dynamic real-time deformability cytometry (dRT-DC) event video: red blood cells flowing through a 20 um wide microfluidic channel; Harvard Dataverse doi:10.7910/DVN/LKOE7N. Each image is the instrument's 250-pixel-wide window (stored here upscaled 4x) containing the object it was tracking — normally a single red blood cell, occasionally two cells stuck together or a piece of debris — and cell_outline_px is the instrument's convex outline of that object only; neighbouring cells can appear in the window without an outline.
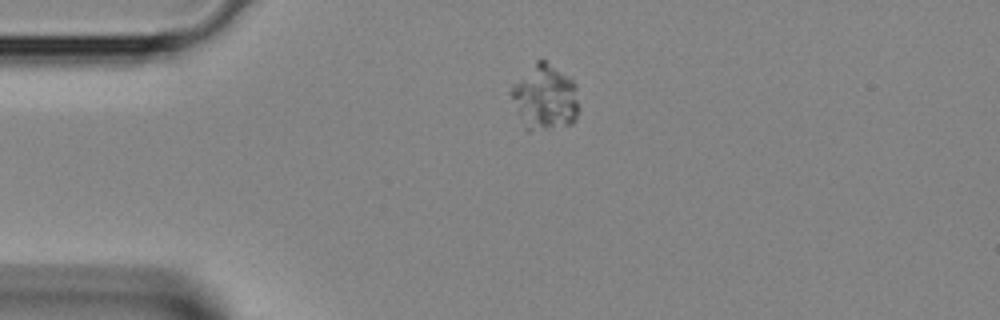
{"species": "Egyptian fruit bat (a non-hibernating species)", "species_latin": "Rousettus aegyptiacus", "temperature_condition": "room temperature", "stored_images_in_passage": 3, "segment_of_instrument_passage": [2, 2], "camera_frame_rate_fps": 3000, "um_per_image_px": 0.085, "animal": {"sex": "female"}, "frame": {"image": 1, "passage_image": 3, "time_ms": 0.667, "image_size_px": [1000, 320], "cell_outline_px": [[580, 108], [576, 120], [572, 124], [528, 132], [524, 128], [508, 92], [512, 84], [536, 60], [544, 60], [568, 76], [576, 84]], "centroid_in_image_um": [46.31, 8.3], "position_along_channel_um": 38.7, "area_um2": 26.3}}